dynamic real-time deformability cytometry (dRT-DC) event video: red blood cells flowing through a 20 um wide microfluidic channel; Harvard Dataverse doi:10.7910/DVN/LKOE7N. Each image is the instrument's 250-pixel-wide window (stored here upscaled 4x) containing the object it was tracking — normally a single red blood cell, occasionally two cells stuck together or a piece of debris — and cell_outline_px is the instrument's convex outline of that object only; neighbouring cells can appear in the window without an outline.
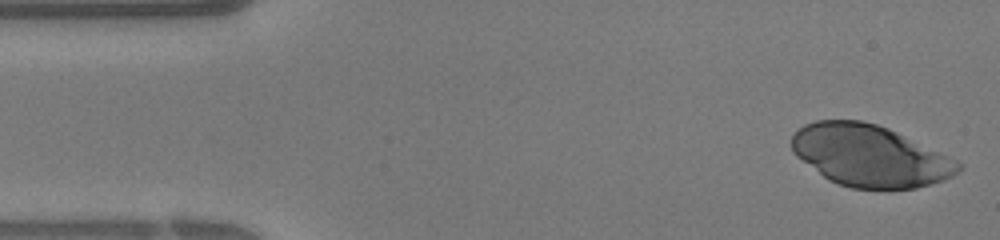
{"species": "human", "species_latin": "Homo sapiens", "temperature_condition": "warm", "stored_images_in_passage": 17, "camera_frame_rate_fps": 3000, "um_per_image_px": 0.085, "donor": {"sex": "female"}, "frame": {"image": 1, "passage_image": 1, "time_ms": 0.0, "image_size_px": [1000, 240], "cell_outline_px": [[964, 164], [952, 176], [944, 180], [916, 188], [852, 188], [836, 184], [828, 180], [796, 156], [792, 152], [792, 136], [804, 124], [816, 120], [860, 120], [876, 124], [888, 128], [956, 160]], "centroid_in_image_um": [73.9, 13.24], "position_along_channel_um": 11.1, "area_um2": 59.36}}